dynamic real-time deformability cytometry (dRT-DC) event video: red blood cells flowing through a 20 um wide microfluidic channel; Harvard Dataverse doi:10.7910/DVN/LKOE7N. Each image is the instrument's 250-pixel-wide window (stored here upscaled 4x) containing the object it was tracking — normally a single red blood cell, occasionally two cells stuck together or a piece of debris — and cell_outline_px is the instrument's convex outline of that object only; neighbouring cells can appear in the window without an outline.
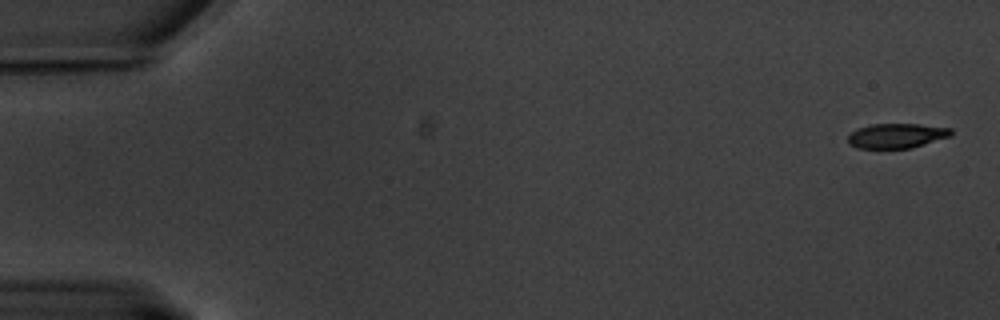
{"species": "common noctule bat (a hibernating species)", "species_latin": "Nyctalus noctula", "temperature_condition": "warm", "stored_images_in_passage": 61, "camera_frame_rate_fps": 3000, "um_per_image_px": 0.085, "animal": {"sex": "male", "body_mass_g": 20.1, "forearm_length_mm": 53.5}, "frame": {"image": 1, "passage_image": 2, "time_ms": 0.333, "image_size_px": [1000, 320], "cell_outline_px": [[952, 132], [948, 136], [908, 148], [860, 148], [852, 144], [848, 140], [848, 136], [852, 132], [860, 128], [876, 124], [916, 124], [948, 128]], "centroid_in_image_um": [76.17, 11.53], "position_along_channel_um": 8.8, "area_um2": 14.1}}
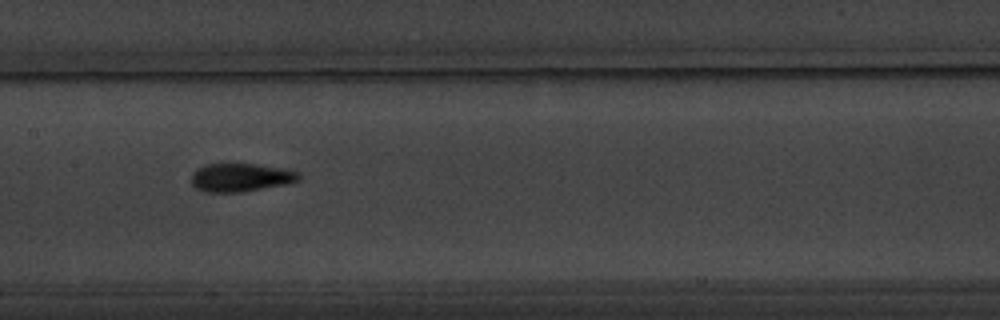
{"frame": {"image": 2, "passage_image": 31, "time_ms": 10.0, "image_size_px": [1000, 320], "cell_outline_px": [[296, 180], [256, 188], [228, 192], [216, 192], [200, 188], [192, 180], [192, 176], [200, 168], [212, 164], [248, 164], [292, 172], [296, 176]], "centroid_in_image_um": [20.31, 15.07], "position_along_channel_um": 187.1, "area_um2": 15.43}}
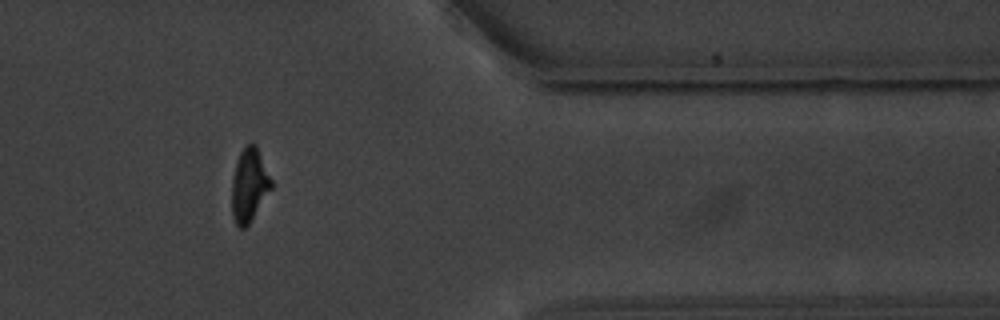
{"frame": {"image": 3, "passage_image": 51, "time_ms": 16.667, "image_size_px": [1000, 320], "cell_outline_px": [[272, 188], [248, 224], [244, 228], [240, 228], [236, 224], [232, 212], [232, 188], [236, 164], [244, 148], [248, 144], [252, 144], [256, 148], [272, 180]], "centroid_in_image_um": [21.19, 15.8], "position_along_channel_um": 390.2, "area_um2": 16.01}, "authors_computed_cell_mechanics": {"area_um2": 14.5656, "velocity_mm_per_s": 3.3324, "shape_relaxation_time_tau1_ms": 4.7988, "shape_relaxation_time_tau2_ms": 4.0626, "deformation_change_tau1": 0.2081, "deformation_change_tau2": 0.1189}}